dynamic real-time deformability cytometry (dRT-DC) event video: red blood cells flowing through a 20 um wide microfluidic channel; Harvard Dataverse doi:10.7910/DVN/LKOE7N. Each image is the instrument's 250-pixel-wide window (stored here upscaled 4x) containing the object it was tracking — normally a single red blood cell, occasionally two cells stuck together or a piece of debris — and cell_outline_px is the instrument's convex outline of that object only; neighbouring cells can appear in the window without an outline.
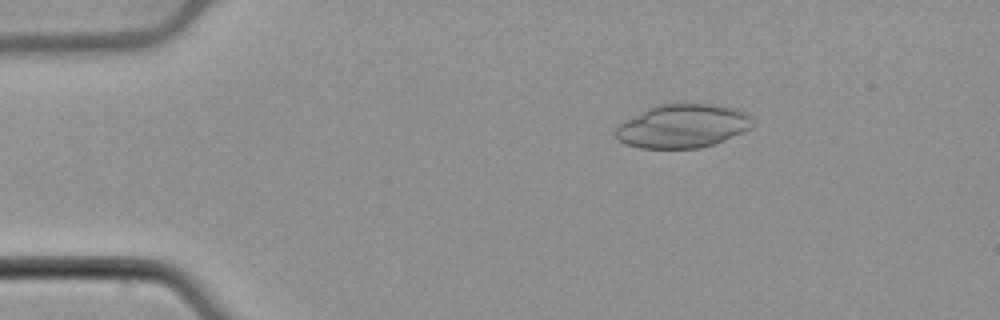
{"species": "common noctule bat (a hibernating species)", "species_latin": "Nyctalus noctula", "temperature_condition": "cold", "stored_images_in_passage": 53, "camera_frame_rate_fps": 3000, "um_per_image_px": 0.085, "animal": {"sex": "male", "body_mass_g": 21.5, "forearm_length_mm": 52.0}, "frame": {"image": 1, "passage_image": 9, "time_ms": 2.667, "image_size_px": [1000, 320], "cell_outline_px": [[756, 124], [752, 128], [744, 132], [716, 144], [700, 148], [640, 148], [624, 144], [612, 132], [620, 124], [648, 108], [656, 104], [712, 104], [736, 108], [752, 116]], "centroid_in_image_um": [58.09, 10.72], "position_along_channel_um": 26.9, "area_um2": 35.08}}
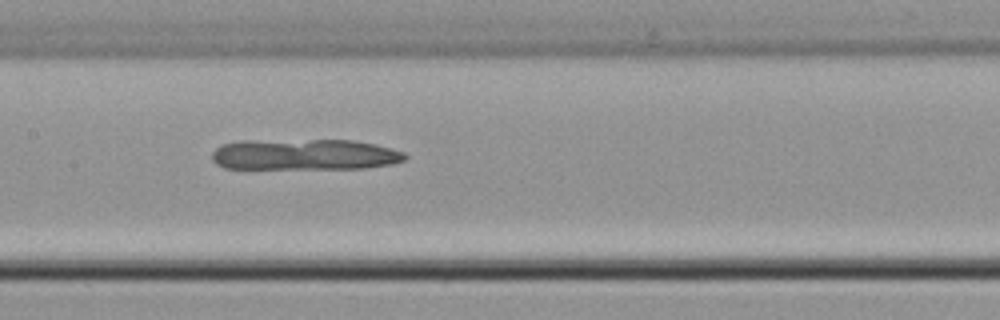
{"frame": {"image": 2, "passage_image": 26, "time_ms": 8.333, "image_size_px": [1000, 320], "cell_outline_px": [[408, 156], [404, 160], [392, 164], [364, 168], [224, 168], [216, 164], [212, 160], [212, 152], [216, 148], [224, 144], [240, 140], [352, 140], [376, 144], [392, 148], [404, 152]], "centroid_in_image_um": [25.9, 13.13], "position_along_channel_um": 181.5, "area_um2": 34.97}}
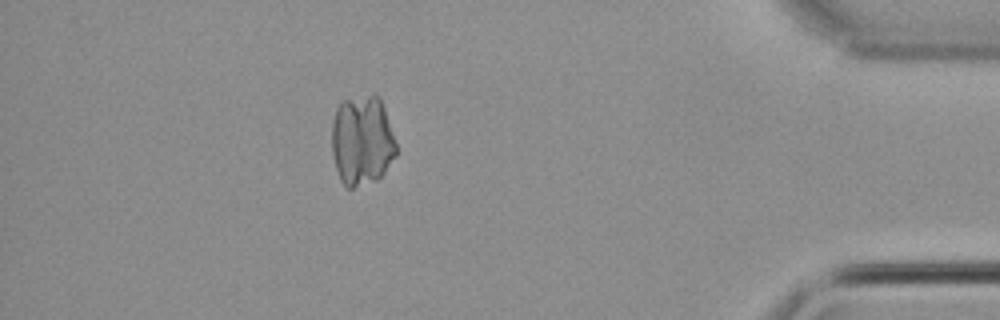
{"frame": {"image": 3, "passage_image": 47, "time_ms": 15.333, "image_size_px": [1000, 320], "cell_outline_px": [[396, 156], [384, 172], [376, 180], [352, 188], [348, 188], [340, 180], [336, 168], [332, 152], [332, 124], [336, 108], [340, 100], [368, 96], [380, 96], [396, 144]], "centroid_in_image_um": [30.75, 11.95], "position_along_channel_um": 404.4, "area_um2": 33.64}}